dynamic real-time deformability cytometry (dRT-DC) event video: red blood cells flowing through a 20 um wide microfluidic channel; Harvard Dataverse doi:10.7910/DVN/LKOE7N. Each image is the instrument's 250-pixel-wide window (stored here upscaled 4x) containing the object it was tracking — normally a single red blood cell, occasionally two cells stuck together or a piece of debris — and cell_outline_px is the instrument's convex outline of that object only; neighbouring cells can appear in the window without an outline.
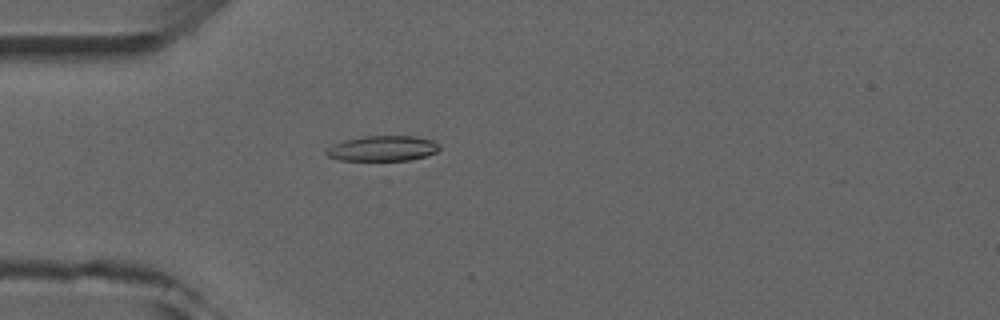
{"species": "common noctule bat (a hibernating species)", "species_latin": "Nyctalus noctula", "temperature_condition": "room temperature", "stored_images_in_passage": 3, "camera_frame_rate_fps": 3000, "um_per_image_px": 0.085, "animal": {"sex": "male", "forearm_length_mm": 52.5}, "frame": {"image": 1, "passage_image": 3, "time_ms": 2.333, "image_size_px": [1000, 320], "cell_outline_px": [[440, 148], [436, 152], [428, 156], [408, 160], [340, 160], [328, 156], [324, 152], [328, 148], [344, 140], [364, 136], [416, 136], [432, 140], [440, 144]], "centroid_in_image_um": [32.57, 12.61], "position_along_channel_um": 52.4, "area_um2": 16.65}}